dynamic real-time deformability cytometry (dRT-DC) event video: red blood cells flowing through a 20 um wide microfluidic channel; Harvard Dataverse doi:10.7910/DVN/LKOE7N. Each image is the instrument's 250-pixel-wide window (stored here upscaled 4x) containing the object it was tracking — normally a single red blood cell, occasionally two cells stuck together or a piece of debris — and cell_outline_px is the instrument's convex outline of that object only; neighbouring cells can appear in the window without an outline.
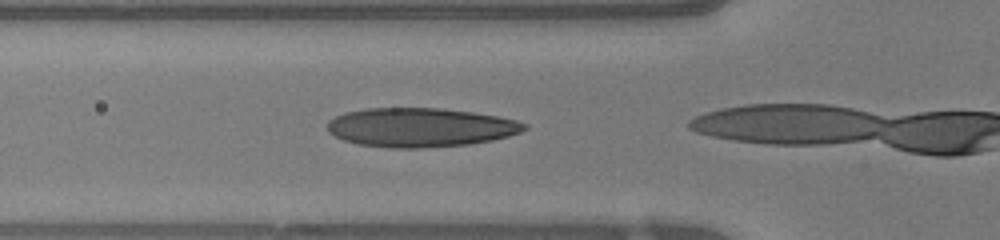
{"species": "human", "species_latin": "Homo sapiens", "temperature_condition": "warm", "stored_images_in_passage": 7, "camera_frame_rate_fps": 3000, "um_per_image_px": 0.085, "donor": {"sex": "female"}, "frame": {"image": 1, "passage_image": 6, "time_ms": 1.667, "image_size_px": [1000, 240], "cell_outline_px": [[528, 128], [520, 132], [508, 136], [492, 140], [472, 144], [420, 148], [388, 148], [356, 144], [344, 140], [328, 132], [328, 120], [344, 112], [368, 108], [440, 108], [472, 112], [500, 116], [516, 120], [528, 124]], "centroid_in_image_um": [35.74, 10.83], "position_along_channel_um": 90.1, "area_um2": 45.08}}